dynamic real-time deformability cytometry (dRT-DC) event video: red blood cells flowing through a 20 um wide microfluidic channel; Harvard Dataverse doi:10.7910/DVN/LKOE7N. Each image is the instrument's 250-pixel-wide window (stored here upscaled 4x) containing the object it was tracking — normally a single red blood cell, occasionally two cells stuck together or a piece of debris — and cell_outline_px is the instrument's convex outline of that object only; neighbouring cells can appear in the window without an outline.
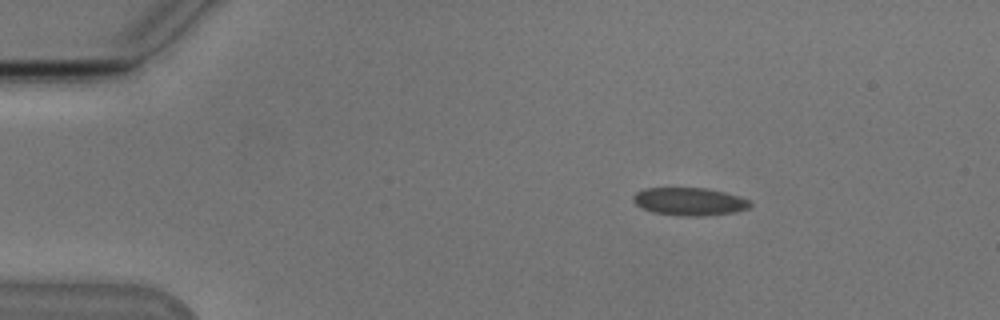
{"species": "Egyptian fruit bat (a non-hibernating species)", "species_latin": "Rousettus aegyptiacus", "temperature_condition": "cold", "stored_images_in_passage": 53, "camera_frame_rate_fps": 3000, "um_per_image_px": 0.085, "animal": {"sex": "male"}, "frame": {"image": 1, "passage_image": 8, "time_ms": 2.333, "image_size_px": [1000, 320], "cell_outline_px": [[752, 204], [748, 208], [736, 212], [696, 216], [684, 216], [656, 212], [644, 208], [636, 204], [632, 200], [632, 196], [636, 192], [644, 188], [704, 188], [724, 192], [752, 200]], "centroid_in_image_um": [58.62, 17.12], "position_along_channel_um": 26.4, "area_um2": 18.79}}
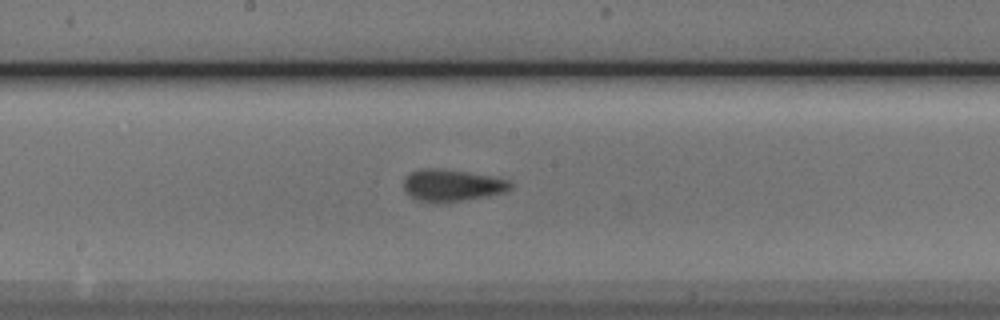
{"frame": {"image": 2, "passage_image": 28, "time_ms": 9.0, "image_size_px": [1000, 320], "cell_outline_px": [[512, 188], [504, 192], [488, 196], [448, 204], [436, 204], [420, 200], [412, 196], [404, 188], [404, 180], [412, 172], [424, 168], [440, 168], [468, 172], [508, 180], [512, 184]], "centroid_in_image_um": [38.44, 15.78], "position_along_channel_um": 209.8, "area_um2": 19.94}}
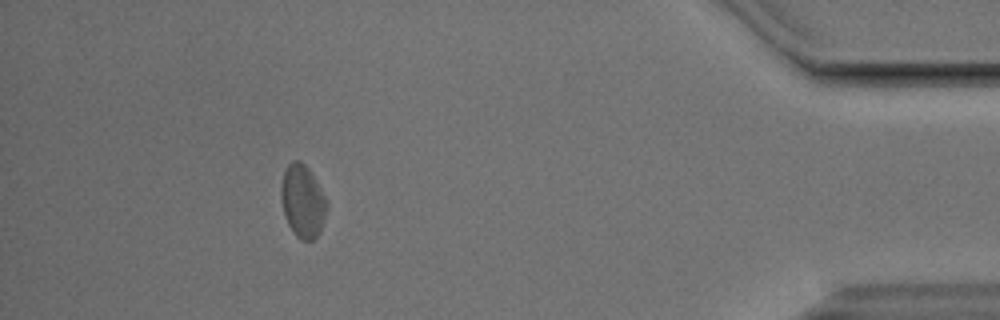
{"frame": {"image": 3, "passage_image": 48, "time_ms": 15.667, "image_size_px": [1000, 320], "cell_outline_px": [[328, 208], [320, 228], [316, 236], [312, 240], [300, 240], [296, 236], [288, 224], [284, 212], [280, 196], [280, 188], [284, 172], [288, 164], [292, 160], [300, 160], [308, 168], [324, 196], [328, 204]], "centroid_in_image_um": [25.7, 17.09], "position_along_channel_um": 409.5, "area_um2": 19.07}, "authors_computed_cell_mechanics": {"area_um2": 18.9006, "velocity_mm_per_s": 3.8119, "shape_relaxation_time_tau1_ms": 5.1159, "shape_relaxation_time_tau2_ms": 2.1122, "deformation_change_tau1": 0.0869, "deformation_change_tau2": 0.0481}}